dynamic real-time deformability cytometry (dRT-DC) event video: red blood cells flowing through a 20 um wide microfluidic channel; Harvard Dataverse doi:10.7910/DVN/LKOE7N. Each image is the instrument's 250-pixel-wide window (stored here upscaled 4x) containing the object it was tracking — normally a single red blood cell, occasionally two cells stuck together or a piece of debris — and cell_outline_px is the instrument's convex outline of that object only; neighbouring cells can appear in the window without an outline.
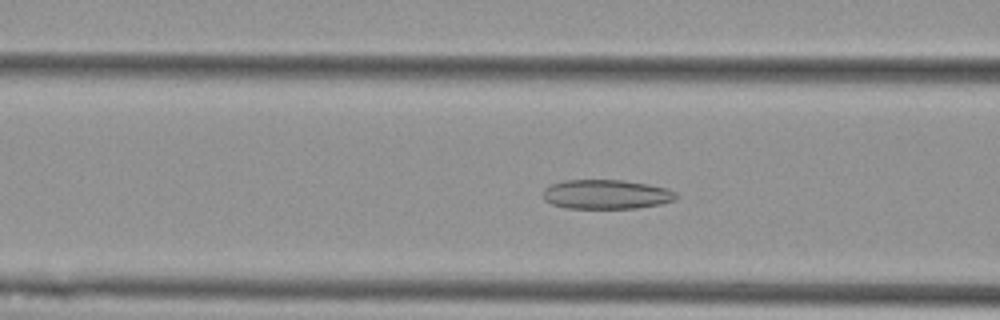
{"species": "Egyptian fruit bat (a non-hibernating species)", "species_latin": "Rousettus aegyptiacus", "temperature_condition": "cold", "stored_images_in_passage": 46, "camera_frame_rate_fps": 3000, "um_per_image_px": 0.085, "animal": {"sex": "female"}, "frame": {"image": 1, "passage_image": 20, "time_ms": 6.333, "image_size_px": [1000, 320], "cell_outline_px": [[676, 200], [660, 204], [636, 208], [568, 208], [552, 204], [544, 200], [544, 188], [552, 184], [564, 180], [624, 180], [648, 184], [668, 188], [676, 192]], "centroid_in_image_um": [51.55, 16.51], "position_along_channel_um": 115.0, "area_um2": 22.77}}
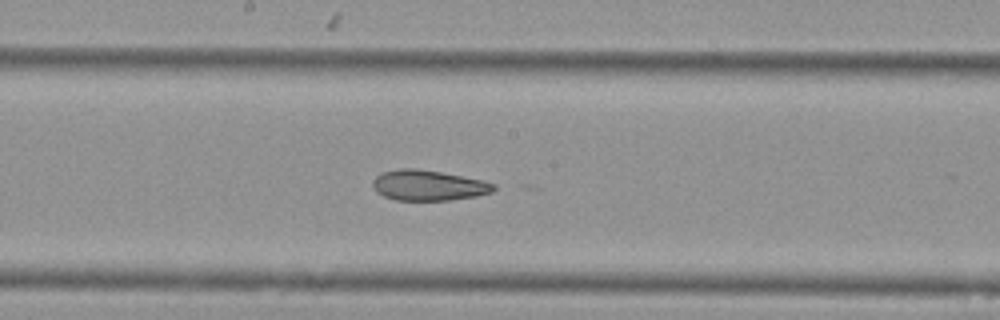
{"frame": {"image": 2, "passage_image": 28, "time_ms": 9.0, "image_size_px": [1000, 320], "cell_outline_px": [[496, 188], [492, 192], [476, 196], [448, 200], [396, 200], [384, 196], [376, 192], [372, 184], [372, 180], [380, 172], [400, 168], [416, 168], [440, 172], [484, 180], [496, 184]], "centroid_in_image_um": [36.4, 15.75], "position_along_channel_um": 211.8, "area_um2": 21.56}}
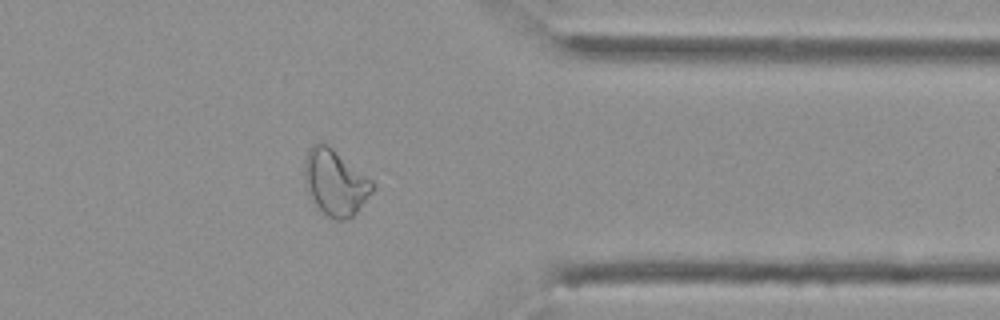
{"frame": {"image": 3, "passage_image": 43, "time_ms": 14.0, "image_size_px": [1000, 320], "cell_outline_px": [[372, 192], [356, 212], [348, 220], [336, 220], [328, 216], [312, 200], [308, 192], [304, 176], [304, 160], [308, 148], [312, 144], [320, 140], [324, 140], [372, 180]], "centroid_in_image_um": [28.46, 15.45], "position_along_channel_um": 382.9, "area_um2": 26.13}, "authors_computed_cell_mechanics": {"area_um2": 24.1026, "velocity_mm_per_s": 3.6323, "shape_relaxation_time_tau1_ms": null, "shape_relaxation_time_tau2_ms": 4.1153, "deformation_change_tau1": null, "deformation_change_tau2": 0.1149}}